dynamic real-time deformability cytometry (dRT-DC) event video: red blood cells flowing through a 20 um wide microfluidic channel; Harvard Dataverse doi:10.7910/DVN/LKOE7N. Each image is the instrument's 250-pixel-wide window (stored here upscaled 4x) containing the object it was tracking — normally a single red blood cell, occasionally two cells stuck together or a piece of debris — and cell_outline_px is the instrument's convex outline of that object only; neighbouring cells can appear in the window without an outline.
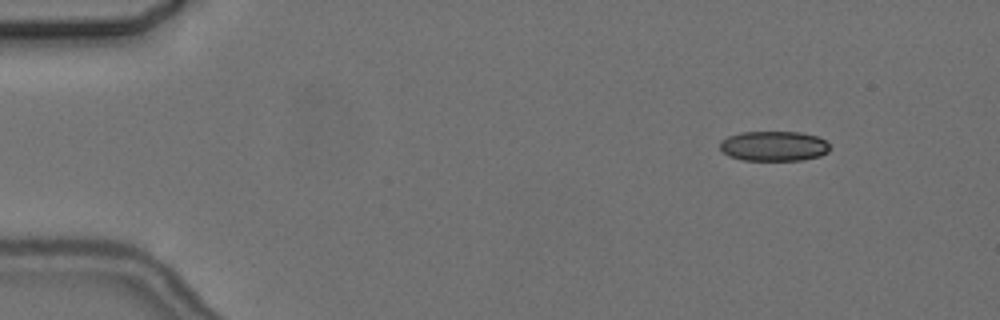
{"species": "common noctule bat (a hibernating species)", "species_latin": "Nyctalus noctula", "temperature_condition": "cold", "stored_images_in_passage": 5, "camera_frame_rate_fps": 3000, "um_per_image_px": 0.085, "animal": {"sex": "female", "body_mass_g": 24.6, "forearm_length_mm": 56.2}, "frame": {"image": 1, "passage_image": 2, "time_ms": 1.333, "image_size_px": [1000, 320], "cell_outline_px": [[832, 148], [828, 152], [820, 156], [804, 160], [744, 160], [728, 156], [720, 148], [720, 140], [728, 136], [740, 132], [800, 132], [816, 136], [824, 140]], "centroid_in_image_um": [65.78, 12.42], "position_along_channel_um": 19.2, "area_um2": 19.31}}